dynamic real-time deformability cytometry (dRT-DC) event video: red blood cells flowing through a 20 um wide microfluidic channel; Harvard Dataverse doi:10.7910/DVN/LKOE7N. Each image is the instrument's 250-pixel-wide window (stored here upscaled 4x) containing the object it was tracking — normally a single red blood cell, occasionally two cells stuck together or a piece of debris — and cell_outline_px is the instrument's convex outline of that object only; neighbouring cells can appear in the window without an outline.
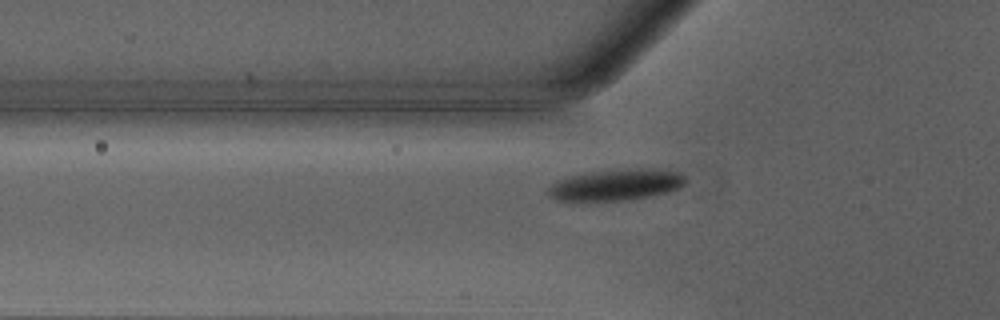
{"species": "Egyptian fruit bat (a non-hibernating species)", "species_latin": "Rousettus aegyptiacus", "temperature_condition": "warm", "stored_images_in_passage": 36, "camera_frame_rate_fps": 3000, "um_per_image_px": 0.085, "animal": {"sex": "male"}, "frame": {"image": 1, "passage_image": 6, "time_ms": 1.667, "image_size_px": [1000, 320], "cell_outline_px": [[688, 180], [680, 188], [648, 196], [628, 200], [556, 200], [548, 192], [548, 188], [556, 180], [568, 176], [596, 172], [636, 168], [652, 168], [680, 172]], "centroid_in_image_um": [52.41, 15.7], "position_along_channel_um": 73.4, "area_um2": 24.62}}
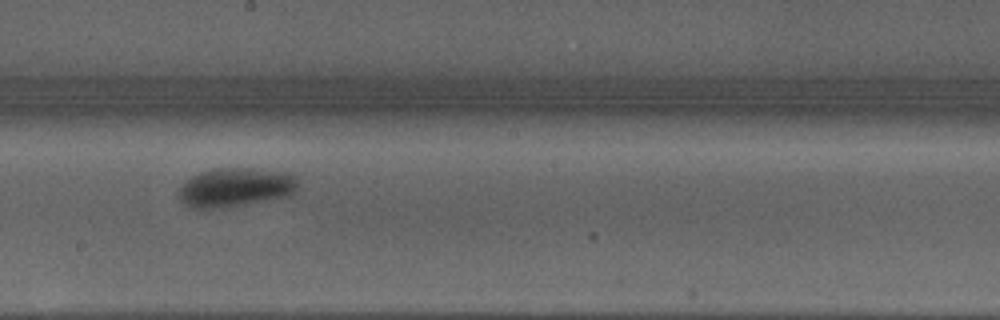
{"frame": {"image": 2, "passage_image": 17, "time_ms": 5.333, "image_size_px": [1000, 320], "cell_outline_px": [[296, 192], [288, 196], [240, 204], [212, 208], [192, 208], [180, 200], [176, 192], [184, 180], [200, 172], [212, 168], [252, 168], [292, 172], [296, 176]], "centroid_in_image_um": [19.99, 15.89], "position_along_channel_um": 228.2, "area_um2": 27.11}}
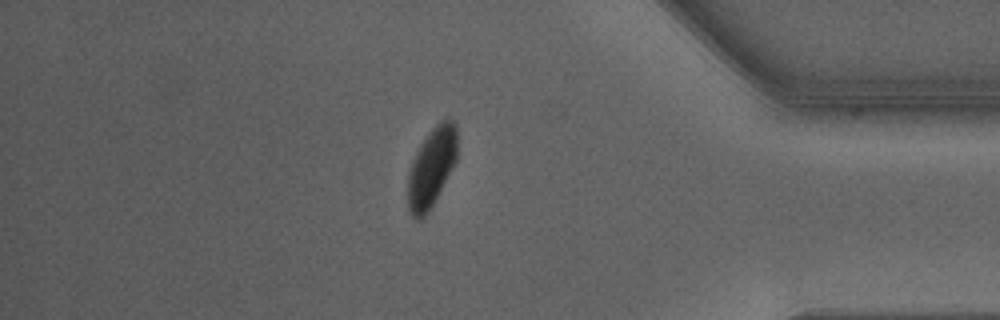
{"frame": {"image": 3, "passage_image": 31, "time_ms": 10.0, "image_size_px": [1000, 320], "cell_outline_px": [[456, 160], [432, 204], [424, 216], [420, 220], [416, 220], [412, 216], [408, 208], [408, 176], [412, 160], [420, 144], [432, 128], [440, 120], [448, 116], [456, 124]], "centroid_in_image_um": [36.67, 14.18], "position_along_channel_um": 398.5, "area_um2": 22.43}}